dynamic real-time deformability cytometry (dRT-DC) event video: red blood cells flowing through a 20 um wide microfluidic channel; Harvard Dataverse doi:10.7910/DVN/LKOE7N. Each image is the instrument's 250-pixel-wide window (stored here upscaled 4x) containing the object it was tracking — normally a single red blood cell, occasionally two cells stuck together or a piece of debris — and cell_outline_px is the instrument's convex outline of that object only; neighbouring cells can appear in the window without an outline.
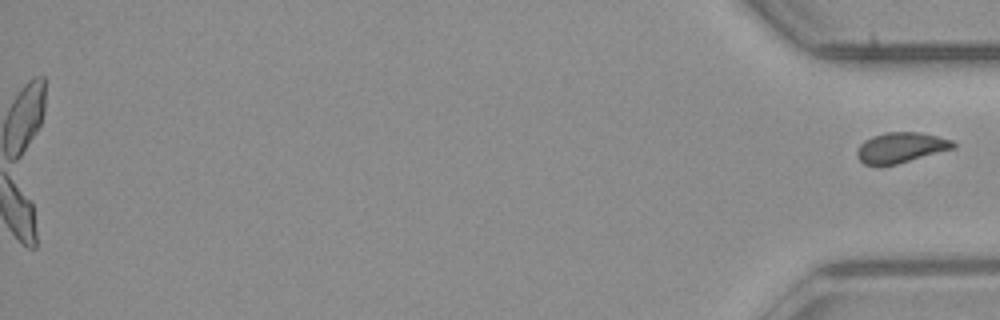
{"species": "common noctule bat (a hibernating species)", "species_latin": "Nyctalus noctula", "temperature_condition": "room temperature", "stored_images_in_passage": 53, "camera_frame_rate_fps": 3000, "um_per_image_px": 0.085, "animal": {"sex": "male", "body_mass_g": 23.1, "forearm_length_mm": 52.7}, "frame": {"image": 1, "passage_image": 53, "time_ms": 17.333, "image_size_px": [1000, 320], "cell_outline_px": [[956, 148], [896, 164], [864, 164], [860, 160], [856, 152], [860, 144], [864, 140], [872, 136], [884, 132], [920, 132], [952, 140], [956, 144]], "centroid_in_image_um": [76.59, 12.52], "position_along_channel_um": 358.6, "area_um2": 16.88}}